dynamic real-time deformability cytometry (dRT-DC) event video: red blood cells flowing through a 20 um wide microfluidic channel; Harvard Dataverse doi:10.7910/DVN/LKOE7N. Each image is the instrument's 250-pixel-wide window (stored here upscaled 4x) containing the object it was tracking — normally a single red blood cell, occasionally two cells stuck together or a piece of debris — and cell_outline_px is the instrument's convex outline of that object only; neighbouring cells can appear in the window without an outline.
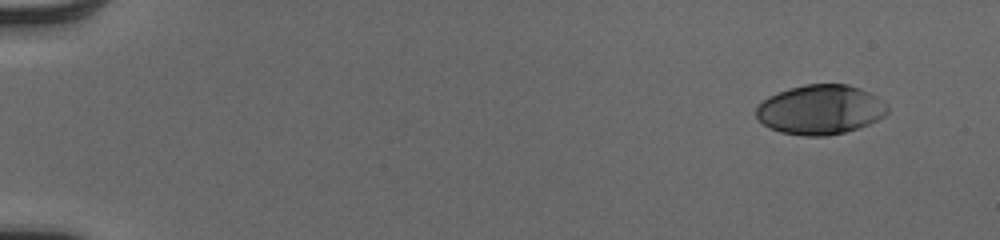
{"species": "human", "species_latin": "Homo sapiens", "temperature_condition": "cold", "stored_images_in_passage": 19, "camera_frame_rate_fps": 3000, "um_per_image_px": 0.085, "donor": {"sex": "male"}, "frame": {"image": 1, "passage_image": 1, "time_ms": 0.0, "image_size_px": [1000, 240], "cell_outline_px": [[888, 112], [884, 116], [868, 124], [844, 132], [828, 136], [804, 136], [780, 132], [768, 128], [756, 116], [756, 108], [768, 96], [788, 88], [804, 84], [848, 84], [860, 88], [876, 96], [888, 104]], "centroid_in_image_um": [69.73, 9.32], "position_along_channel_um": 15.3, "area_um2": 37.97}}
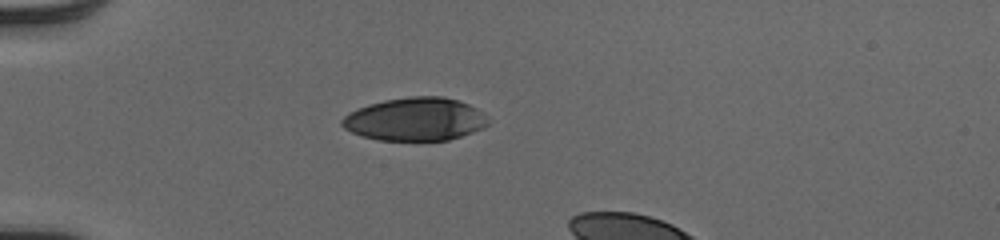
{"frame": {"image": 2, "passage_image": 13, "time_ms": 4.0, "image_size_px": [1000, 240], "cell_outline_px": [[488, 124], [484, 128], [448, 140], [376, 140], [360, 136], [344, 128], [340, 124], [340, 120], [348, 112], [368, 104], [384, 100], [408, 96], [444, 96], [460, 100], [476, 108], [488, 120]], "centroid_in_image_um": [35.25, 10.12], "position_along_channel_um": 49.7, "area_um2": 36.88}}
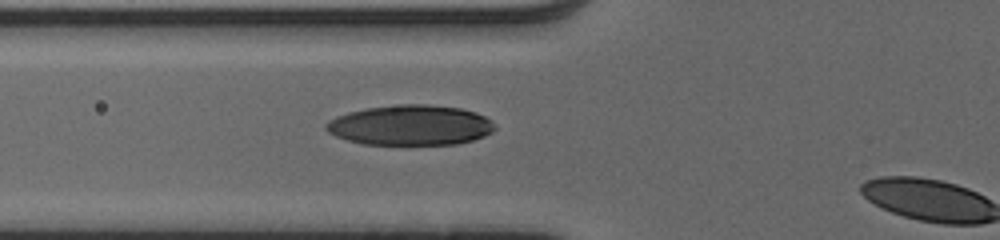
{"frame": {"image": 3, "passage_image": 18, "time_ms": 5.667, "image_size_px": [1000, 240], "cell_outline_px": [[496, 128], [492, 132], [484, 136], [472, 140], [456, 144], [364, 144], [348, 140], [336, 136], [328, 132], [324, 128], [324, 124], [328, 120], [336, 116], [348, 112], [368, 108], [400, 104], [428, 104], [460, 108], [476, 112], [492, 120]], "centroid_in_image_um": [34.88, 10.63], "position_along_channel_um": 90.9, "area_um2": 39.59}}